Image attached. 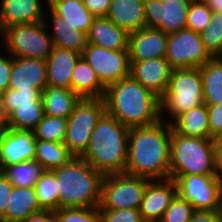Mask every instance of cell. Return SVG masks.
<instances>
[{"instance_id": "cell-39", "label": "cell", "mask_w": 222, "mask_h": 222, "mask_svg": "<svg viewBox=\"0 0 222 222\" xmlns=\"http://www.w3.org/2000/svg\"><path fill=\"white\" fill-rule=\"evenodd\" d=\"M195 209L192 204L176 195L160 222H189Z\"/></svg>"}, {"instance_id": "cell-34", "label": "cell", "mask_w": 222, "mask_h": 222, "mask_svg": "<svg viewBox=\"0 0 222 222\" xmlns=\"http://www.w3.org/2000/svg\"><path fill=\"white\" fill-rule=\"evenodd\" d=\"M68 119L44 115L42 120L33 130L38 140L64 143L67 131Z\"/></svg>"}, {"instance_id": "cell-35", "label": "cell", "mask_w": 222, "mask_h": 222, "mask_svg": "<svg viewBox=\"0 0 222 222\" xmlns=\"http://www.w3.org/2000/svg\"><path fill=\"white\" fill-rule=\"evenodd\" d=\"M200 37L205 49L212 57H216L222 50V13H212L210 23Z\"/></svg>"}, {"instance_id": "cell-48", "label": "cell", "mask_w": 222, "mask_h": 222, "mask_svg": "<svg viewBox=\"0 0 222 222\" xmlns=\"http://www.w3.org/2000/svg\"><path fill=\"white\" fill-rule=\"evenodd\" d=\"M9 129V115L7 114L5 107L2 105L0 98V133Z\"/></svg>"}, {"instance_id": "cell-5", "label": "cell", "mask_w": 222, "mask_h": 222, "mask_svg": "<svg viewBox=\"0 0 222 222\" xmlns=\"http://www.w3.org/2000/svg\"><path fill=\"white\" fill-rule=\"evenodd\" d=\"M212 139L188 137L176 133L171 127L169 178L198 174L214 175Z\"/></svg>"}, {"instance_id": "cell-51", "label": "cell", "mask_w": 222, "mask_h": 222, "mask_svg": "<svg viewBox=\"0 0 222 222\" xmlns=\"http://www.w3.org/2000/svg\"><path fill=\"white\" fill-rule=\"evenodd\" d=\"M216 58L220 61H222V50L219 52V54L216 56Z\"/></svg>"}, {"instance_id": "cell-11", "label": "cell", "mask_w": 222, "mask_h": 222, "mask_svg": "<svg viewBox=\"0 0 222 222\" xmlns=\"http://www.w3.org/2000/svg\"><path fill=\"white\" fill-rule=\"evenodd\" d=\"M82 56L105 88L130 76L131 64L128 50H108L87 43Z\"/></svg>"}, {"instance_id": "cell-29", "label": "cell", "mask_w": 222, "mask_h": 222, "mask_svg": "<svg viewBox=\"0 0 222 222\" xmlns=\"http://www.w3.org/2000/svg\"><path fill=\"white\" fill-rule=\"evenodd\" d=\"M203 82V101L206 105L222 102V61L212 57L199 67Z\"/></svg>"}, {"instance_id": "cell-44", "label": "cell", "mask_w": 222, "mask_h": 222, "mask_svg": "<svg viewBox=\"0 0 222 222\" xmlns=\"http://www.w3.org/2000/svg\"><path fill=\"white\" fill-rule=\"evenodd\" d=\"M111 0H82L84 6L95 17H105L109 11Z\"/></svg>"}, {"instance_id": "cell-25", "label": "cell", "mask_w": 222, "mask_h": 222, "mask_svg": "<svg viewBox=\"0 0 222 222\" xmlns=\"http://www.w3.org/2000/svg\"><path fill=\"white\" fill-rule=\"evenodd\" d=\"M208 108L206 104L198 105L183 112L170 124L172 129L181 135L195 138L212 139L208 122Z\"/></svg>"}, {"instance_id": "cell-33", "label": "cell", "mask_w": 222, "mask_h": 222, "mask_svg": "<svg viewBox=\"0 0 222 222\" xmlns=\"http://www.w3.org/2000/svg\"><path fill=\"white\" fill-rule=\"evenodd\" d=\"M37 198L43 210L59 209V193L55 176L50 170H45L35 185Z\"/></svg>"}, {"instance_id": "cell-3", "label": "cell", "mask_w": 222, "mask_h": 222, "mask_svg": "<svg viewBox=\"0 0 222 222\" xmlns=\"http://www.w3.org/2000/svg\"><path fill=\"white\" fill-rule=\"evenodd\" d=\"M129 129L105 112L97 122L81 158L103 176L124 173Z\"/></svg>"}, {"instance_id": "cell-1", "label": "cell", "mask_w": 222, "mask_h": 222, "mask_svg": "<svg viewBox=\"0 0 222 222\" xmlns=\"http://www.w3.org/2000/svg\"><path fill=\"white\" fill-rule=\"evenodd\" d=\"M171 124L164 120L131 127L124 173L150 180L169 179Z\"/></svg>"}, {"instance_id": "cell-4", "label": "cell", "mask_w": 222, "mask_h": 222, "mask_svg": "<svg viewBox=\"0 0 222 222\" xmlns=\"http://www.w3.org/2000/svg\"><path fill=\"white\" fill-rule=\"evenodd\" d=\"M50 171L57 184L59 208L99 207L104 176L83 158L73 157L67 164Z\"/></svg>"}, {"instance_id": "cell-16", "label": "cell", "mask_w": 222, "mask_h": 222, "mask_svg": "<svg viewBox=\"0 0 222 222\" xmlns=\"http://www.w3.org/2000/svg\"><path fill=\"white\" fill-rule=\"evenodd\" d=\"M130 64V75L161 99L167 91L173 70L165 57L130 61Z\"/></svg>"}, {"instance_id": "cell-43", "label": "cell", "mask_w": 222, "mask_h": 222, "mask_svg": "<svg viewBox=\"0 0 222 222\" xmlns=\"http://www.w3.org/2000/svg\"><path fill=\"white\" fill-rule=\"evenodd\" d=\"M13 185L0 171V218L5 214L7 203L13 191Z\"/></svg>"}, {"instance_id": "cell-13", "label": "cell", "mask_w": 222, "mask_h": 222, "mask_svg": "<svg viewBox=\"0 0 222 222\" xmlns=\"http://www.w3.org/2000/svg\"><path fill=\"white\" fill-rule=\"evenodd\" d=\"M192 0H144L146 27L169 35L186 28Z\"/></svg>"}, {"instance_id": "cell-24", "label": "cell", "mask_w": 222, "mask_h": 222, "mask_svg": "<svg viewBox=\"0 0 222 222\" xmlns=\"http://www.w3.org/2000/svg\"><path fill=\"white\" fill-rule=\"evenodd\" d=\"M41 210L35 187H14L0 222H24Z\"/></svg>"}, {"instance_id": "cell-52", "label": "cell", "mask_w": 222, "mask_h": 222, "mask_svg": "<svg viewBox=\"0 0 222 222\" xmlns=\"http://www.w3.org/2000/svg\"><path fill=\"white\" fill-rule=\"evenodd\" d=\"M221 204H222V183H221Z\"/></svg>"}, {"instance_id": "cell-2", "label": "cell", "mask_w": 222, "mask_h": 222, "mask_svg": "<svg viewBox=\"0 0 222 222\" xmlns=\"http://www.w3.org/2000/svg\"><path fill=\"white\" fill-rule=\"evenodd\" d=\"M106 112L128 128L160 120V99L131 75L106 88Z\"/></svg>"}, {"instance_id": "cell-23", "label": "cell", "mask_w": 222, "mask_h": 222, "mask_svg": "<svg viewBox=\"0 0 222 222\" xmlns=\"http://www.w3.org/2000/svg\"><path fill=\"white\" fill-rule=\"evenodd\" d=\"M47 8L49 9V18L47 19L48 14H45L44 23L50 24L52 34H49L52 38L53 45L62 49L72 50L82 55L85 46L87 45V35L86 33L74 29L69 26L63 20V17L58 16L48 5ZM51 18V19H50ZM50 20V21H49ZM48 21L50 23H48Z\"/></svg>"}, {"instance_id": "cell-49", "label": "cell", "mask_w": 222, "mask_h": 222, "mask_svg": "<svg viewBox=\"0 0 222 222\" xmlns=\"http://www.w3.org/2000/svg\"><path fill=\"white\" fill-rule=\"evenodd\" d=\"M206 2L213 12L222 13V0H207Z\"/></svg>"}, {"instance_id": "cell-18", "label": "cell", "mask_w": 222, "mask_h": 222, "mask_svg": "<svg viewBox=\"0 0 222 222\" xmlns=\"http://www.w3.org/2000/svg\"><path fill=\"white\" fill-rule=\"evenodd\" d=\"M168 35L157 28L144 27L129 33V60L143 61L165 57Z\"/></svg>"}, {"instance_id": "cell-22", "label": "cell", "mask_w": 222, "mask_h": 222, "mask_svg": "<svg viewBox=\"0 0 222 222\" xmlns=\"http://www.w3.org/2000/svg\"><path fill=\"white\" fill-rule=\"evenodd\" d=\"M106 17L128 33L146 27L144 0H111Z\"/></svg>"}, {"instance_id": "cell-40", "label": "cell", "mask_w": 222, "mask_h": 222, "mask_svg": "<svg viewBox=\"0 0 222 222\" xmlns=\"http://www.w3.org/2000/svg\"><path fill=\"white\" fill-rule=\"evenodd\" d=\"M102 222H144L139 209H99Z\"/></svg>"}, {"instance_id": "cell-53", "label": "cell", "mask_w": 222, "mask_h": 222, "mask_svg": "<svg viewBox=\"0 0 222 222\" xmlns=\"http://www.w3.org/2000/svg\"><path fill=\"white\" fill-rule=\"evenodd\" d=\"M193 1H203V2H206L207 0H193Z\"/></svg>"}, {"instance_id": "cell-17", "label": "cell", "mask_w": 222, "mask_h": 222, "mask_svg": "<svg viewBox=\"0 0 222 222\" xmlns=\"http://www.w3.org/2000/svg\"><path fill=\"white\" fill-rule=\"evenodd\" d=\"M46 73L45 60L12 56L9 88L42 92L47 86Z\"/></svg>"}, {"instance_id": "cell-10", "label": "cell", "mask_w": 222, "mask_h": 222, "mask_svg": "<svg viewBox=\"0 0 222 222\" xmlns=\"http://www.w3.org/2000/svg\"><path fill=\"white\" fill-rule=\"evenodd\" d=\"M211 58L200 33L185 28L168 35L165 59L173 69L199 68Z\"/></svg>"}, {"instance_id": "cell-26", "label": "cell", "mask_w": 222, "mask_h": 222, "mask_svg": "<svg viewBox=\"0 0 222 222\" xmlns=\"http://www.w3.org/2000/svg\"><path fill=\"white\" fill-rule=\"evenodd\" d=\"M71 89L80 98H104L105 96L106 88L82 55L72 71Z\"/></svg>"}, {"instance_id": "cell-31", "label": "cell", "mask_w": 222, "mask_h": 222, "mask_svg": "<svg viewBox=\"0 0 222 222\" xmlns=\"http://www.w3.org/2000/svg\"><path fill=\"white\" fill-rule=\"evenodd\" d=\"M44 171L43 167L35 160L6 166L1 170L13 187H35Z\"/></svg>"}, {"instance_id": "cell-50", "label": "cell", "mask_w": 222, "mask_h": 222, "mask_svg": "<svg viewBox=\"0 0 222 222\" xmlns=\"http://www.w3.org/2000/svg\"><path fill=\"white\" fill-rule=\"evenodd\" d=\"M212 140L215 147H222V128L213 135Z\"/></svg>"}, {"instance_id": "cell-7", "label": "cell", "mask_w": 222, "mask_h": 222, "mask_svg": "<svg viewBox=\"0 0 222 222\" xmlns=\"http://www.w3.org/2000/svg\"><path fill=\"white\" fill-rule=\"evenodd\" d=\"M48 27L44 22L8 26L0 32L1 48L13 57L46 60L54 46Z\"/></svg>"}, {"instance_id": "cell-14", "label": "cell", "mask_w": 222, "mask_h": 222, "mask_svg": "<svg viewBox=\"0 0 222 222\" xmlns=\"http://www.w3.org/2000/svg\"><path fill=\"white\" fill-rule=\"evenodd\" d=\"M35 150L33 131L8 129L0 133V171L6 166L34 160Z\"/></svg>"}, {"instance_id": "cell-42", "label": "cell", "mask_w": 222, "mask_h": 222, "mask_svg": "<svg viewBox=\"0 0 222 222\" xmlns=\"http://www.w3.org/2000/svg\"><path fill=\"white\" fill-rule=\"evenodd\" d=\"M208 122L210 134L213 136L219 129L222 128V102L215 105H207Z\"/></svg>"}, {"instance_id": "cell-41", "label": "cell", "mask_w": 222, "mask_h": 222, "mask_svg": "<svg viewBox=\"0 0 222 222\" xmlns=\"http://www.w3.org/2000/svg\"><path fill=\"white\" fill-rule=\"evenodd\" d=\"M1 50L3 49H0V95L9 88L12 69V56ZM3 53L5 54L3 55Z\"/></svg>"}, {"instance_id": "cell-21", "label": "cell", "mask_w": 222, "mask_h": 222, "mask_svg": "<svg viewBox=\"0 0 222 222\" xmlns=\"http://www.w3.org/2000/svg\"><path fill=\"white\" fill-rule=\"evenodd\" d=\"M87 43L108 50H128L129 33L105 17H95L89 28Z\"/></svg>"}, {"instance_id": "cell-19", "label": "cell", "mask_w": 222, "mask_h": 222, "mask_svg": "<svg viewBox=\"0 0 222 222\" xmlns=\"http://www.w3.org/2000/svg\"><path fill=\"white\" fill-rule=\"evenodd\" d=\"M0 1V32L8 26L44 22L45 11L48 10V0L44 1L45 4L41 0Z\"/></svg>"}, {"instance_id": "cell-20", "label": "cell", "mask_w": 222, "mask_h": 222, "mask_svg": "<svg viewBox=\"0 0 222 222\" xmlns=\"http://www.w3.org/2000/svg\"><path fill=\"white\" fill-rule=\"evenodd\" d=\"M81 54L53 46L46 61L47 86L71 89L72 71Z\"/></svg>"}, {"instance_id": "cell-47", "label": "cell", "mask_w": 222, "mask_h": 222, "mask_svg": "<svg viewBox=\"0 0 222 222\" xmlns=\"http://www.w3.org/2000/svg\"><path fill=\"white\" fill-rule=\"evenodd\" d=\"M214 177L222 183V147L214 150Z\"/></svg>"}, {"instance_id": "cell-32", "label": "cell", "mask_w": 222, "mask_h": 222, "mask_svg": "<svg viewBox=\"0 0 222 222\" xmlns=\"http://www.w3.org/2000/svg\"><path fill=\"white\" fill-rule=\"evenodd\" d=\"M43 116V103L18 104L9 114V129L33 131Z\"/></svg>"}, {"instance_id": "cell-30", "label": "cell", "mask_w": 222, "mask_h": 222, "mask_svg": "<svg viewBox=\"0 0 222 222\" xmlns=\"http://www.w3.org/2000/svg\"><path fill=\"white\" fill-rule=\"evenodd\" d=\"M74 156L64 143L36 139L34 160L44 170H53L67 164Z\"/></svg>"}, {"instance_id": "cell-45", "label": "cell", "mask_w": 222, "mask_h": 222, "mask_svg": "<svg viewBox=\"0 0 222 222\" xmlns=\"http://www.w3.org/2000/svg\"><path fill=\"white\" fill-rule=\"evenodd\" d=\"M189 222H222V210H195Z\"/></svg>"}, {"instance_id": "cell-6", "label": "cell", "mask_w": 222, "mask_h": 222, "mask_svg": "<svg viewBox=\"0 0 222 222\" xmlns=\"http://www.w3.org/2000/svg\"><path fill=\"white\" fill-rule=\"evenodd\" d=\"M203 103V82L200 68L173 69L167 91L160 99V120L171 123L183 112ZM164 113H167L169 120L164 117Z\"/></svg>"}, {"instance_id": "cell-12", "label": "cell", "mask_w": 222, "mask_h": 222, "mask_svg": "<svg viewBox=\"0 0 222 222\" xmlns=\"http://www.w3.org/2000/svg\"><path fill=\"white\" fill-rule=\"evenodd\" d=\"M177 195L195 210H222L221 183L214 175H182L175 180Z\"/></svg>"}, {"instance_id": "cell-28", "label": "cell", "mask_w": 222, "mask_h": 222, "mask_svg": "<svg viewBox=\"0 0 222 222\" xmlns=\"http://www.w3.org/2000/svg\"><path fill=\"white\" fill-rule=\"evenodd\" d=\"M47 5L69 26L86 34L95 18L82 0H48Z\"/></svg>"}, {"instance_id": "cell-38", "label": "cell", "mask_w": 222, "mask_h": 222, "mask_svg": "<svg viewBox=\"0 0 222 222\" xmlns=\"http://www.w3.org/2000/svg\"><path fill=\"white\" fill-rule=\"evenodd\" d=\"M56 222H102L99 207L59 208L55 211Z\"/></svg>"}, {"instance_id": "cell-8", "label": "cell", "mask_w": 222, "mask_h": 222, "mask_svg": "<svg viewBox=\"0 0 222 222\" xmlns=\"http://www.w3.org/2000/svg\"><path fill=\"white\" fill-rule=\"evenodd\" d=\"M106 112L104 98H81L70 114L64 144L74 157L87 150L97 122Z\"/></svg>"}, {"instance_id": "cell-9", "label": "cell", "mask_w": 222, "mask_h": 222, "mask_svg": "<svg viewBox=\"0 0 222 222\" xmlns=\"http://www.w3.org/2000/svg\"><path fill=\"white\" fill-rule=\"evenodd\" d=\"M149 181L125 173L104 176L99 209H139Z\"/></svg>"}, {"instance_id": "cell-27", "label": "cell", "mask_w": 222, "mask_h": 222, "mask_svg": "<svg viewBox=\"0 0 222 222\" xmlns=\"http://www.w3.org/2000/svg\"><path fill=\"white\" fill-rule=\"evenodd\" d=\"M44 115L68 118L80 97L69 88L46 86L41 92Z\"/></svg>"}, {"instance_id": "cell-46", "label": "cell", "mask_w": 222, "mask_h": 222, "mask_svg": "<svg viewBox=\"0 0 222 222\" xmlns=\"http://www.w3.org/2000/svg\"><path fill=\"white\" fill-rule=\"evenodd\" d=\"M24 222H56L55 211L41 210L31 214Z\"/></svg>"}, {"instance_id": "cell-36", "label": "cell", "mask_w": 222, "mask_h": 222, "mask_svg": "<svg viewBox=\"0 0 222 222\" xmlns=\"http://www.w3.org/2000/svg\"><path fill=\"white\" fill-rule=\"evenodd\" d=\"M2 105L9 115L18 104L43 103L39 90H17L8 88L0 95Z\"/></svg>"}, {"instance_id": "cell-37", "label": "cell", "mask_w": 222, "mask_h": 222, "mask_svg": "<svg viewBox=\"0 0 222 222\" xmlns=\"http://www.w3.org/2000/svg\"><path fill=\"white\" fill-rule=\"evenodd\" d=\"M213 11L207 2L191 1L188 11L186 28L202 33L209 25Z\"/></svg>"}, {"instance_id": "cell-15", "label": "cell", "mask_w": 222, "mask_h": 222, "mask_svg": "<svg viewBox=\"0 0 222 222\" xmlns=\"http://www.w3.org/2000/svg\"><path fill=\"white\" fill-rule=\"evenodd\" d=\"M177 195L175 180H150L139 206L144 222H160L170 202Z\"/></svg>"}]
</instances>
